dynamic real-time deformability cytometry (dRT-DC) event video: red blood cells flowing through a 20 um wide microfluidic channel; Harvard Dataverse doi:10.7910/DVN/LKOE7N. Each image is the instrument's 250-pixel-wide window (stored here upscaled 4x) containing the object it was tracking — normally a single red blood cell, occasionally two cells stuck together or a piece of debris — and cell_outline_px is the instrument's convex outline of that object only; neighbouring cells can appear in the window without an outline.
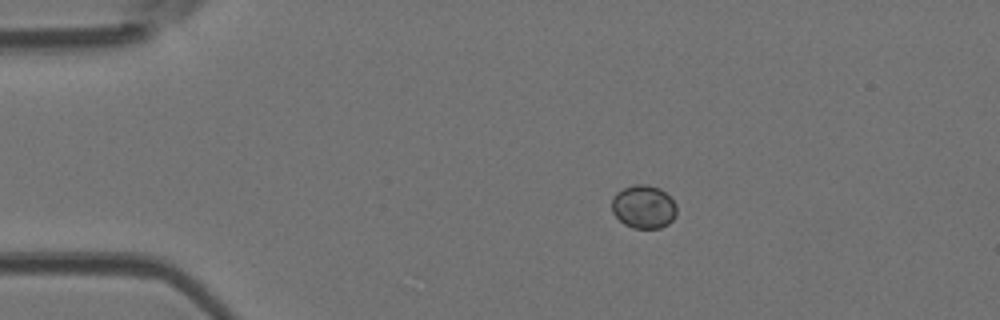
{"species": "Egyptian fruit bat (a non-hibernating species)", "species_latin": "Rousettus aegyptiacus", "temperature_condition": "room temperature", "stored_images_in_passage": 41, "camera_frame_rate_fps": 3000, "um_per_image_px": 0.085, "animal": {"sex": "female"}, "frame": {"image": 1, "passage_image": 1, "time_ms": 0.0, "image_size_px": [1000, 320], "cell_outline_px": [[676, 216], [668, 224], [660, 228], [632, 228], [624, 224], [612, 212], [612, 196], [616, 192], [624, 188], [636, 184], [644, 184], [660, 188], [676, 204]], "centroid_in_image_um": [54.7, 17.58], "position_along_channel_um": 30.3, "area_um2": 16.36}}
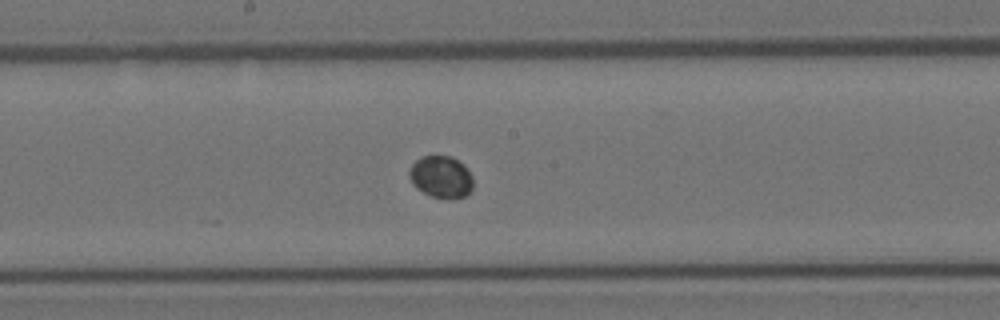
{"frame": {"image": 2, "passage_image": 18, "time_ms": 5.667, "image_size_px": [1000, 320], "cell_outline_px": [[472, 188], [464, 196], [432, 196], [416, 188], [412, 184], [408, 176], [408, 172], [412, 164], [420, 156], [452, 156], [464, 164], [468, 168], [472, 176]], "centroid_in_image_um": [37.46, 14.98], "position_along_channel_um": 210.7, "area_um2": 15.37}}
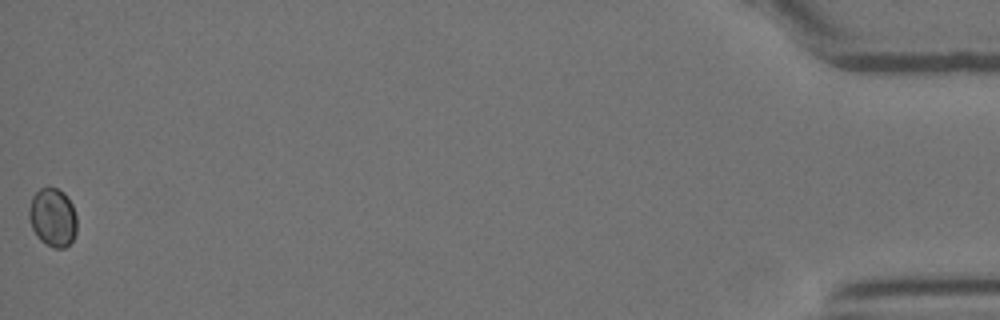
{"frame": {"image": 3, "passage_image": 41, "time_ms": 13.333, "image_size_px": [1000, 320], "cell_outline_px": [[76, 232], [72, 240], [64, 248], [52, 248], [44, 244], [36, 236], [32, 228], [28, 216], [28, 208], [32, 196], [40, 188], [56, 188], [64, 192], [72, 204], [76, 216]], "centroid_in_image_um": [4.46, 18.49], "position_along_channel_um": 430.7, "area_um2": 16.47}}